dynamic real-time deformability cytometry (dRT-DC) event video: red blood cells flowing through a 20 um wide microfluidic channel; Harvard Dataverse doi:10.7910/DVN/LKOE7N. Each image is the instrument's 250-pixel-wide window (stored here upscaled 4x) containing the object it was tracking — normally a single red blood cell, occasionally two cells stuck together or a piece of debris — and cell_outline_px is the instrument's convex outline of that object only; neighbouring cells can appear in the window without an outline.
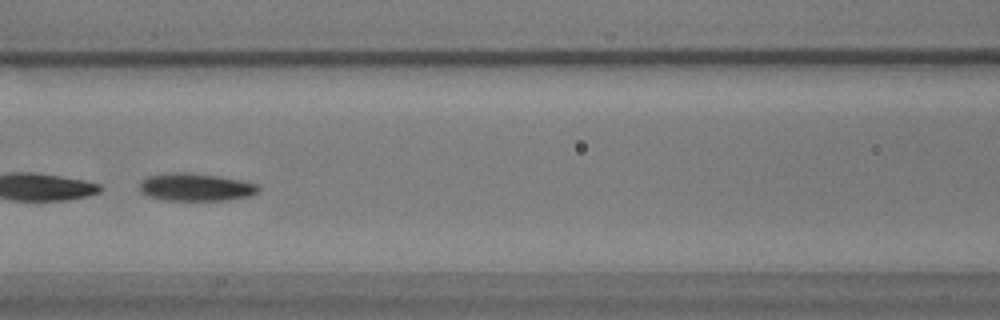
{"species": "common noctule bat (a hibernating species)", "species_latin": "Nyctalus noctula", "temperature_condition": "warm", "stored_images_in_passage": 26, "camera_frame_rate_fps": 3000, "um_per_image_px": 0.085, "animal": {"sex": "male", "body_mass_g": 17.9}, "frame": {"image": 1, "passage_image": 8, "time_ms": 2.333, "image_size_px": [1000, 320], "cell_outline_px": [[260, 188], [256, 192], [248, 196], [224, 200], [164, 200], [148, 196], [140, 192], [140, 180], [144, 176], [176, 172], [188, 172], [220, 176], [240, 180], [256, 184]], "centroid_in_image_um": [16.56, 15.89], "position_along_channel_um": 150.0, "area_um2": 19.19}}
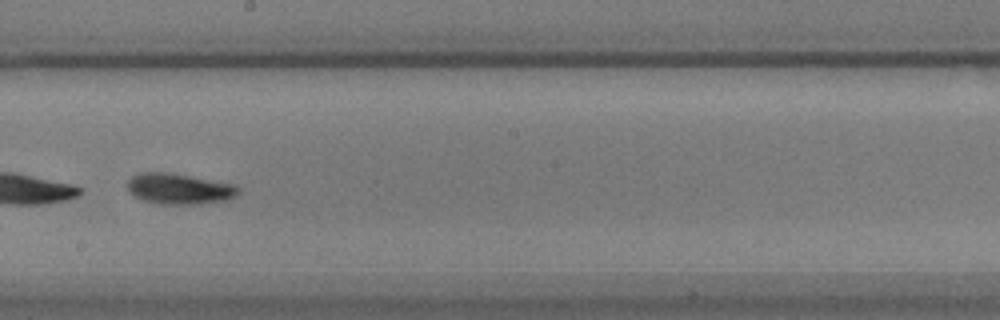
{"frame": {"image": 2, "passage_image": 15, "time_ms": 4.667, "image_size_px": [1000, 320], "cell_outline_px": [[240, 192], [236, 196], [228, 200], [200, 204], [160, 204], [144, 200], [128, 192], [128, 180], [132, 176], [140, 172], [168, 172], [236, 184], [240, 188]], "centroid_in_image_um": [15.28, 16.04], "position_along_channel_um": 232.9, "area_um2": 20.06}, "authors_computed_cell_mechanics": {"area_um2": 19.0451, "velocity_mm_per_s": 3.5759, "shape_relaxation_time_tau1_ms": 2.2047, "shape_relaxation_time_tau2_ms": null, "deformation_change_tau1": 0.1123, "deformation_change_tau2": null}}